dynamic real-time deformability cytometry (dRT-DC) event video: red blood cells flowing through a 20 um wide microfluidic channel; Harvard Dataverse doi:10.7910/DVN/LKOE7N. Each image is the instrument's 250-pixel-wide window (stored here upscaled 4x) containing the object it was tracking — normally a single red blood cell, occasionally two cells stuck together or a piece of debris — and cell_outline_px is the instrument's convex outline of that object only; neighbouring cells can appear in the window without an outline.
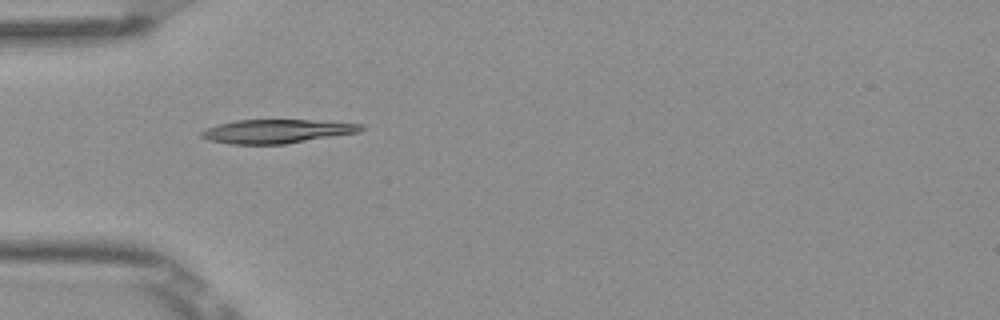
{"species": "Egyptian fruit bat (a non-hibernating species)", "species_latin": "Rousettus aegyptiacus", "temperature_condition": "room temperature", "stored_images_in_passage": 5, "camera_frame_rate_fps": 3000, "um_per_image_px": 0.085, "frame": {"image": 1, "passage_image": 5, "time_ms": 1.333, "image_size_px": [1000, 320], "cell_outline_px": [[364, 128], [360, 132], [284, 144], [232, 144], [208, 140], [200, 136], [200, 132], [208, 128], [220, 124], [236, 120], [308, 120], [364, 124]], "centroid_in_image_um": [23.53, 11.16], "position_along_channel_um": 61.5, "area_um2": 21.91}}